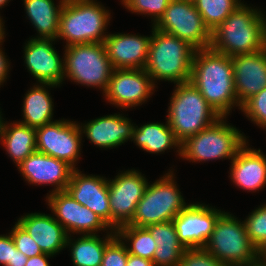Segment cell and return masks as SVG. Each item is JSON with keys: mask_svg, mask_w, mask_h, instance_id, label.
I'll return each mask as SVG.
<instances>
[{"mask_svg": "<svg viewBox=\"0 0 266 266\" xmlns=\"http://www.w3.org/2000/svg\"><path fill=\"white\" fill-rule=\"evenodd\" d=\"M190 82L221 117L240 105L235 91L232 58L212 48L196 49Z\"/></svg>", "mask_w": 266, "mask_h": 266, "instance_id": "obj_1", "label": "cell"}, {"mask_svg": "<svg viewBox=\"0 0 266 266\" xmlns=\"http://www.w3.org/2000/svg\"><path fill=\"white\" fill-rule=\"evenodd\" d=\"M266 47V17L259 9L239 5L211 32L210 48L233 57Z\"/></svg>", "mask_w": 266, "mask_h": 266, "instance_id": "obj_2", "label": "cell"}, {"mask_svg": "<svg viewBox=\"0 0 266 266\" xmlns=\"http://www.w3.org/2000/svg\"><path fill=\"white\" fill-rule=\"evenodd\" d=\"M148 60L144 70L153 83L165 80L174 84L190 81L195 48L187 41L152 26Z\"/></svg>", "mask_w": 266, "mask_h": 266, "instance_id": "obj_3", "label": "cell"}, {"mask_svg": "<svg viewBox=\"0 0 266 266\" xmlns=\"http://www.w3.org/2000/svg\"><path fill=\"white\" fill-rule=\"evenodd\" d=\"M169 104L166 120L180 143L221 118L190 81L176 84Z\"/></svg>", "mask_w": 266, "mask_h": 266, "instance_id": "obj_4", "label": "cell"}, {"mask_svg": "<svg viewBox=\"0 0 266 266\" xmlns=\"http://www.w3.org/2000/svg\"><path fill=\"white\" fill-rule=\"evenodd\" d=\"M109 19V10L95 0H65L56 40H66L65 47L104 42Z\"/></svg>", "mask_w": 266, "mask_h": 266, "instance_id": "obj_5", "label": "cell"}, {"mask_svg": "<svg viewBox=\"0 0 266 266\" xmlns=\"http://www.w3.org/2000/svg\"><path fill=\"white\" fill-rule=\"evenodd\" d=\"M223 212L204 248L227 266H249L258 261V249L247 235L244 221Z\"/></svg>", "mask_w": 266, "mask_h": 266, "instance_id": "obj_6", "label": "cell"}, {"mask_svg": "<svg viewBox=\"0 0 266 266\" xmlns=\"http://www.w3.org/2000/svg\"><path fill=\"white\" fill-rule=\"evenodd\" d=\"M219 118L209 127L181 143V158L192 162L235 158L238 151L248 142L243 133Z\"/></svg>", "mask_w": 266, "mask_h": 266, "instance_id": "obj_7", "label": "cell"}, {"mask_svg": "<svg viewBox=\"0 0 266 266\" xmlns=\"http://www.w3.org/2000/svg\"><path fill=\"white\" fill-rule=\"evenodd\" d=\"M64 52V79L106 91L114 68L103 42L72 44Z\"/></svg>", "mask_w": 266, "mask_h": 266, "instance_id": "obj_8", "label": "cell"}, {"mask_svg": "<svg viewBox=\"0 0 266 266\" xmlns=\"http://www.w3.org/2000/svg\"><path fill=\"white\" fill-rule=\"evenodd\" d=\"M173 175V170H170L154 183H148L128 225L147 227L173 221V218L188 206L176 186Z\"/></svg>", "mask_w": 266, "mask_h": 266, "instance_id": "obj_9", "label": "cell"}, {"mask_svg": "<svg viewBox=\"0 0 266 266\" xmlns=\"http://www.w3.org/2000/svg\"><path fill=\"white\" fill-rule=\"evenodd\" d=\"M153 26L187 41L195 49L210 48L211 31L204 24L193 0H171L164 15Z\"/></svg>", "mask_w": 266, "mask_h": 266, "instance_id": "obj_10", "label": "cell"}, {"mask_svg": "<svg viewBox=\"0 0 266 266\" xmlns=\"http://www.w3.org/2000/svg\"><path fill=\"white\" fill-rule=\"evenodd\" d=\"M36 151L66 161L74 169L80 157L81 133L79 124L65 119L35 128Z\"/></svg>", "mask_w": 266, "mask_h": 266, "instance_id": "obj_11", "label": "cell"}, {"mask_svg": "<svg viewBox=\"0 0 266 266\" xmlns=\"http://www.w3.org/2000/svg\"><path fill=\"white\" fill-rule=\"evenodd\" d=\"M147 185L146 178L135 169L121 172L108 180L112 230L130 223Z\"/></svg>", "mask_w": 266, "mask_h": 266, "instance_id": "obj_12", "label": "cell"}, {"mask_svg": "<svg viewBox=\"0 0 266 266\" xmlns=\"http://www.w3.org/2000/svg\"><path fill=\"white\" fill-rule=\"evenodd\" d=\"M46 198L53 216L68 235H96L101 230H112L99 215L74 200L66 190L47 194Z\"/></svg>", "mask_w": 266, "mask_h": 266, "instance_id": "obj_13", "label": "cell"}, {"mask_svg": "<svg viewBox=\"0 0 266 266\" xmlns=\"http://www.w3.org/2000/svg\"><path fill=\"white\" fill-rule=\"evenodd\" d=\"M154 88L152 78L144 69H114L103 94L111 104L127 109L146 102Z\"/></svg>", "mask_w": 266, "mask_h": 266, "instance_id": "obj_14", "label": "cell"}, {"mask_svg": "<svg viewBox=\"0 0 266 266\" xmlns=\"http://www.w3.org/2000/svg\"><path fill=\"white\" fill-rule=\"evenodd\" d=\"M223 212L205 204H188L173 218L179 242L185 249L204 248Z\"/></svg>", "mask_w": 266, "mask_h": 266, "instance_id": "obj_15", "label": "cell"}, {"mask_svg": "<svg viewBox=\"0 0 266 266\" xmlns=\"http://www.w3.org/2000/svg\"><path fill=\"white\" fill-rule=\"evenodd\" d=\"M53 39L31 38L24 47V62L38 83L60 86L64 81V59L53 47Z\"/></svg>", "mask_w": 266, "mask_h": 266, "instance_id": "obj_16", "label": "cell"}, {"mask_svg": "<svg viewBox=\"0 0 266 266\" xmlns=\"http://www.w3.org/2000/svg\"><path fill=\"white\" fill-rule=\"evenodd\" d=\"M28 183L54 185L51 193L64 191L74 168L66 161L35 151L17 166Z\"/></svg>", "mask_w": 266, "mask_h": 266, "instance_id": "obj_17", "label": "cell"}, {"mask_svg": "<svg viewBox=\"0 0 266 266\" xmlns=\"http://www.w3.org/2000/svg\"><path fill=\"white\" fill-rule=\"evenodd\" d=\"M66 191L71 197L99 215L111 228L108 180L101 176L81 174L73 170Z\"/></svg>", "mask_w": 266, "mask_h": 266, "instance_id": "obj_18", "label": "cell"}, {"mask_svg": "<svg viewBox=\"0 0 266 266\" xmlns=\"http://www.w3.org/2000/svg\"><path fill=\"white\" fill-rule=\"evenodd\" d=\"M232 58L237 101L241 106L266 87V47L251 54Z\"/></svg>", "mask_w": 266, "mask_h": 266, "instance_id": "obj_19", "label": "cell"}, {"mask_svg": "<svg viewBox=\"0 0 266 266\" xmlns=\"http://www.w3.org/2000/svg\"><path fill=\"white\" fill-rule=\"evenodd\" d=\"M151 36L108 34L104 46L114 69H144Z\"/></svg>", "mask_w": 266, "mask_h": 266, "instance_id": "obj_20", "label": "cell"}, {"mask_svg": "<svg viewBox=\"0 0 266 266\" xmlns=\"http://www.w3.org/2000/svg\"><path fill=\"white\" fill-rule=\"evenodd\" d=\"M17 222L34 239L43 253L53 256L66 248L69 235L54 216L29 213L19 218Z\"/></svg>", "mask_w": 266, "mask_h": 266, "instance_id": "obj_21", "label": "cell"}, {"mask_svg": "<svg viewBox=\"0 0 266 266\" xmlns=\"http://www.w3.org/2000/svg\"><path fill=\"white\" fill-rule=\"evenodd\" d=\"M134 126L131 120L122 114L107 115L81 126L79 124L81 133L86 134L91 143L105 149H113L132 139Z\"/></svg>", "mask_w": 266, "mask_h": 266, "instance_id": "obj_22", "label": "cell"}, {"mask_svg": "<svg viewBox=\"0 0 266 266\" xmlns=\"http://www.w3.org/2000/svg\"><path fill=\"white\" fill-rule=\"evenodd\" d=\"M247 147L246 143L231 161L229 177L243 190L259 191L266 185V156L260 149Z\"/></svg>", "mask_w": 266, "mask_h": 266, "instance_id": "obj_23", "label": "cell"}, {"mask_svg": "<svg viewBox=\"0 0 266 266\" xmlns=\"http://www.w3.org/2000/svg\"><path fill=\"white\" fill-rule=\"evenodd\" d=\"M146 228L157 245L153 256L154 266H178L186 249L178 240L174 222L156 223Z\"/></svg>", "mask_w": 266, "mask_h": 266, "instance_id": "obj_24", "label": "cell"}, {"mask_svg": "<svg viewBox=\"0 0 266 266\" xmlns=\"http://www.w3.org/2000/svg\"><path fill=\"white\" fill-rule=\"evenodd\" d=\"M64 2L60 0L56 5L54 0H24L27 18L39 34L34 38L56 40Z\"/></svg>", "mask_w": 266, "mask_h": 266, "instance_id": "obj_25", "label": "cell"}, {"mask_svg": "<svg viewBox=\"0 0 266 266\" xmlns=\"http://www.w3.org/2000/svg\"><path fill=\"white\" fill-rule=\"evenodd\" d=\"M3 122L0 141L16 166L36 151V130L20 122Z\"/></svg>", "mask_w": 266, "mask_h": 266, "instance_id": "obj_26", "label": "cell"}, {"mask_svg": "<svg viewBox=\"0 0 266 266\" xmlns=\"http://www.w3.org/2000/svg\"><path fill=\"white\" fill-rule=\"evenodd\" d=\"M57 87L55 84L40 83L27 91L23 102V118L18 121L29 127L37 128L51 123L53 116V101L45 87Z\"/></svg>", "mask_w": 266, "mask_h": 266, "instance_id": "obj_27", "label": "cell"}, {"mask_svg": "<svg viewBox=\"0 0 266 266\" xmlns=\"http://www.w3.org/2000/svg\"><path fill=\"white\" fill-rule=\"evenodd\" d=\"M152 122L141 125L140 127L134 126L132 139L134 143L151 153H161L170 148H176L179 156L181 155V143L177 140L175 133L168 124Z\"/></svg>", "mask_w": 266, "mask_h": 266, "instance_id": "obj_28", "label": "cell"}, {"mask_svg": "<svg viewBox=\"0 0 266 266\" xmlns=\"http://www.w3.org/2000/svg\"><path fill=\"white\" fill-rule=\"evenodd\" d=\"M116 236L115 230H110L105 239H100V236L96 234L82 235L75 241L68 236L66 246L71 248L73 265L101 266L105 248Z\"/></svg>", "mask_w": 266, "mask_h": 266, "instance_id": "obj_29", "label": "cell"}, {"mask_svg": "<svg viewBox=\"0 0 266 266\" xmlns=\"http://www.w3.org/2000/svg\"><path fill=\"white\" fill-rule=\"evenodd\" d=\"M116 235L123 242L131 243L129 246L126 245L129 254L153 261L157 245L146 227L125 225L116 230Z\"/></svg>", "mask_w": 266, "mask_h": 266, "instance_id": "obj_30", "label": "cell"}, {"mask_svg": "<svg viewBox=\"0 0 266 266\" xmlns=\"http://www.w3.org/2000/svg\"><path fill=\"white\" fill-rule=\"evenodd\" d=\"M193 3L211 32L242 4L241 0H193Z\"/></svg>", "mask_w": 266, "mask_h": 266, "instance_id": "obj_31", "label": "cell"}, {"mask_svg": "<svg viewBox=\"0 0 266 266\" xmlns=\"http://www.w3.org/2000/svg\"><path fill=\"white\" fill-rule=\"evenodd\" d=\"M247 235L259 250L266 244V204L259 206L244 220Z\"/></svg>", "mask_w": 266, "mask_h": 266, "instance_id": "obj_32", "label": "cell"}, {"mask_svg": "<svg viewBox=\"0 0 266 266\" xmlns=\"http://www.w3.org/2000/svg\"><path fill=\"white\" fill-rule=\"evenodd\" d=\"M171 0H122L125 8L132 13L149 15L152 17L155 25L164 15L165 9Z\"/></svg>", "mask_w": 266, "mask_h": 266, "instance_id": "obj_33", "label": "cell"}, {"mask_svg": "<svg viewBox=\"0 0 266 266\" xmlns=\"http://www.w3.org/2000/svg\"><path fill=\"white\" fill-rule=\"evenodd\" d=\"M254 124L266 129V87L249 98L241 109Z\"/></svg>", "mask_w": 266, "mask_h": 266, "instance_id": "obj_34", "label": "cell"}, {"mask_svg": "<svg viewBox=\"0 0 266 266\" xmlns=\"http://www.w3.org/2000/svg\"><path fill=\"white\" fill-rule=\"evenodd\" d=\"M128 250L125 242L116 236L105 248L101 266H126Z\"/></svg>", "mask_w": 266, "mask_h": 266, "instance_id": "obj_35", "label": "cell"}, {"mask_svg": "<svg viewBox=\"0 0 266 266\" xmlns=\"http://www.w3.org/2000/svg\"><path fill=\"white\" fill-rule=\"evenodd\" d=\"M16 249L30 258L42 254V250L27 231L17 222L10 232Z\"/></svg>", "mask_w": 266, "mask_h": 266, "instance_id": "obj_36", "label": "cell"}, {"mask_svg": "<svg viewBox=\"0 0 266 266\" xmlns=\"http://www.w3.org/2000/svg\"><path fill=\"white\" fill-rule=\"evenodd\" d=\"M178 266H227L205 248L186 249Z\"/></svg>", "mask_w": 266, "mask_h": 266, "instance_id": "obj_37", "label": "cell"}, {"mask_svg": "<svg viewBox=\"0 0 266 266\" xmlns=\"http://www.w3.org/2000/svg\"><path fill=\"white\" fill-rule=\"evenodd\" d=\"M13 257V238L11 234L0 235V264L7 266L8 263H12Z\"/></svg>", "mask_w": 266, "mask_h": 266, "instance_id": "obj_38", "label": "cell"}, {"mask_svg": "<svg viewBox=\"0 0 266 266\" xmlns=\"http://www.w3.org/2000/svg\"><path fill=\"white\" fill-rule=\"evenodd\" d=\"M1 43H3V41L0 42V45H2ZM9 66H10L9 61L8 59H6V56L0 46V85H3V83L7 79Z\"/></svg>", "mask_w": 266, "mask_h": 266, "instance_id": "obj_39", "label": "cell"}, {"mask_svg": "<svg viewBox=\"0 0 266 266\" xmlns=\"http://www.w3.org/2000/svg\"><path fill=\"white\" fill-rule=\"evenodd\" d=\"M52 257V255L47 253H42L37 256L28 258L25 266H50L47 258Z\"/></svg>", "mask_w": 266, "mask_h": 266, "instance_id": "obj_40", "label": "cell"}, {"mask_svg": "<svg viewBox=\"0 0 266 266\" xmlns=\"http://www.w3.org/2000/svg\"><path fill=\"white\" fill-rule=\"evenodd\" d=\"M28 257L25 256L21 251L16 249L14 240H13V257L12 263H8L7 266H25Z\"/></svg>", "mask_w": 266, "mask_h": 266, "instance_id": "obj_41", "label": "cell"}, {"mask_svg": "<svg viewBox=\"0 0 266 266\" xmlns=\"http://www.w3.org/2000/svg\"><path fill=\"white\" fill-rule=\"evenodd\" d=\"M126 266H154V263L149 259L137 257L128 253Z\"/></svg>", "mask_w": 266, "mask_h": 266, "instance_id": "obj_42", "label": "cell"}, {"mask_svg": "<svg viewBox=\"0 0 266 266\" xmlns=\"http://www.w3.org/2000/svg\"><path fill=\"white\" fill-rule=\"evenodd\" d=\"M258 260L266 265V244L258 250Z\"/></svg>", "mask_w": 266, "mask_h": 266, "instance_id": "obj_43", "label": "cell"}, {"mask_svg": "<svg viewBox=\"0 0 266 266\" xmlns=\"http://www.w3.org/2000/svg\"><path fill=\"white\" fill-rule=\"evenodd\" d=\"M3 19L0 17V42L4 40L5 36V31H4V22L2 21Z\"/></svg>", "mask_w": 266, "mask_h": 266, "instance_id": "obj_44", "label": "cell"}, {"mask_svg": "<svg viewBox=\"0 0 266 266\" xmlns=\"http://www.w3.org/2000/svg\"><path fill=\"white\" fill-rule=\"evenodd\" d=\"M249 266H266V265L262 264V263L258 260L257 262L252 263V264L249 265Z\"/></svg>", "mask_w": 266, "mask_h": 266, "instance_id": "obj_45", "label": "cell"}, {"mask_svg": "<svg viewBox=\"0 0 266 266\" xmlns=\"http://www.w3.org/2000/svg\"><path fill=\"white\" fill-rule=\"evenodd\" d=\"M9 2V0H0V8H3L4 5H6Z\"/></svg>", "mask_w": 266, "mask_h": 266, "instance_id": "obj_46", "label": "cell"}, {"mask_svg": "<svg viewBox=\"0 0 266 266\" xmlns=\"http://www.w3.org/2000/svg\"><path fill=\"white\" fill-rule=\"evenodd\" d=\"M3 120H2V114L0 112V131L2 130V126H3Z\"/></svg>", "mask_w": 266, "mask_h": 266, "instance_id": "obj_47", "label": "cell"}]
</instances>
